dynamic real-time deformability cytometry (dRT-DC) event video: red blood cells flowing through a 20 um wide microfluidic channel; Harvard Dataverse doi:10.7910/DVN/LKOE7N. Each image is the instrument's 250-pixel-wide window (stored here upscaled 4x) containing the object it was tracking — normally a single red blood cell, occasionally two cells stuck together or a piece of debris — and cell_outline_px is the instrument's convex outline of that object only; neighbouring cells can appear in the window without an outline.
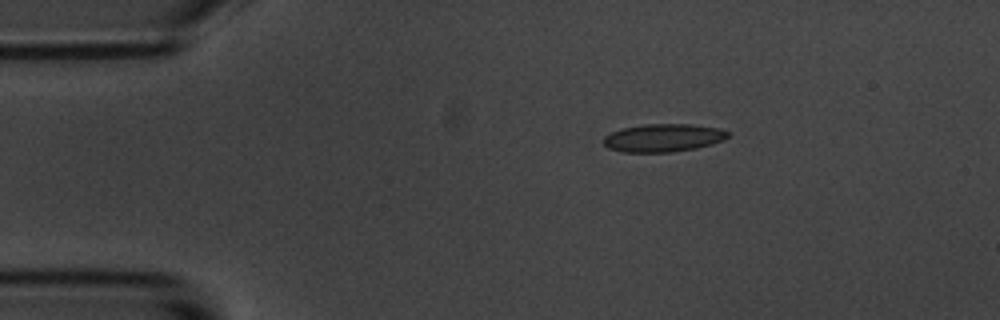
{"species": "common noctule bat (a hibernating species)", "species_latin": "Nyctalus noctula", "temperature_condition": "room temperature", "stored_images_in_passage": 6, "camera_frame_rate_fps": 3000, "um_per_image_px": 0.085, "animal": {"sex": "male", "body_mass_g": 20.1, "forearm_length_mm": 53.5}, "frame": {"image": 1, "passage_image": 1, "time_ms": 0.0, "image_size_px": [1000, 320], "cell_outline_px": [[728, 136], [724, 140], [712, 144], [696, 148], [672, 152], [620, 152], [608, 148], [604, 144], [604, 136], [620, 128], [644, 124], [692, 124], [720, 128], [728, 132]], "centroid_in_image_um": [56.37, 11.71], "position_along_channel_um": 28.6, "area_um2": 20.4}}
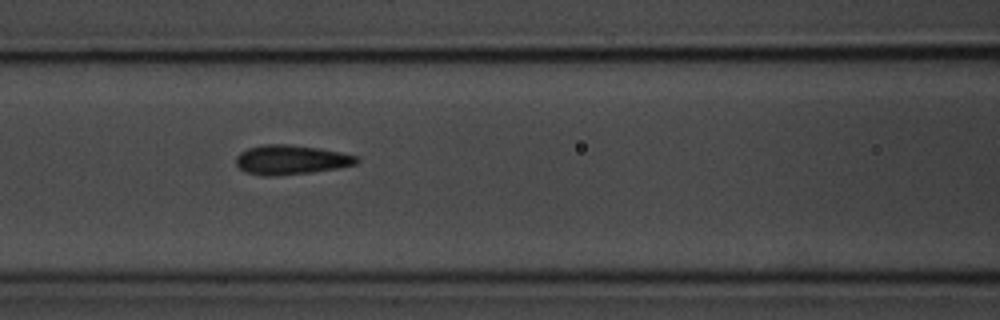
{"frame": {"image": 2, "passage_image": 5, "time_ms": 4.667, "image_size_px": [1000, 320], "cell_outline_px": [[360, 160], [356, 164], [340, 168], [312, 172], [276, 176], [260, 176], [244, 172], [236, 164], [236, 156], [240, 152], [248, 148], [264, 144], [288, 144], [320, 148], [360, 156]], "centroid_in_image_um": [24.75, 13.59], "position_along_channel_um": 141.9, "area_um2": 21.04}}
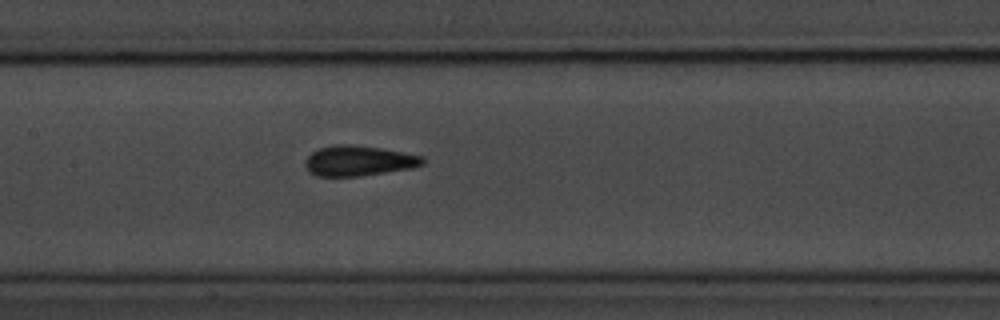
{"frame": {"image": 3, "passage_image": 6, "time_ms": 5.667, "image_size_px": [1000, 320], "cell_outline_px": [[424, 164], [412, 168], [360, 176], [316, 176], [308, 172], [304, 164], [304, 160], [312, 152], [320, 148], [332, 144], [352, 144], [380, 148], [420, 156], [424, 160]], "centroid_in_image_um": [30.41, 13.67], "position_along_channel_um": 177.0, "area_um2": 20.69}}